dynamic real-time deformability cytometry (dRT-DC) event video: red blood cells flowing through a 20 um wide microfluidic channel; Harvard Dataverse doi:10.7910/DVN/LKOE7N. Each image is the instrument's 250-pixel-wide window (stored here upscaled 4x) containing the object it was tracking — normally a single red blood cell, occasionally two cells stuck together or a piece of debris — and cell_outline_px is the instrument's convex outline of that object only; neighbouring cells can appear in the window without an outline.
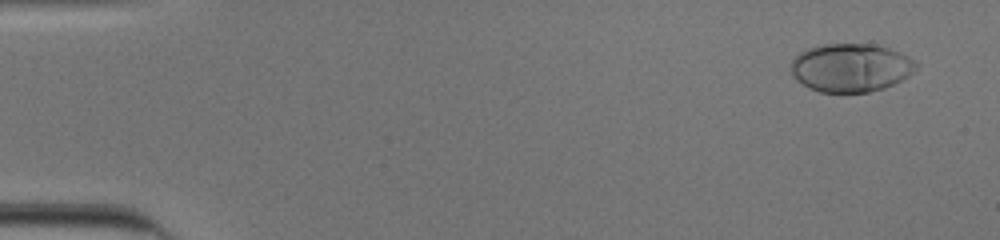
{"species": "human", "species_latin": "Homo sapiens", "temperature_condition": "cold", "stored_images_in_passage": 45, "camera_frame_rate_fps": 3000, "um_per_image_px": 0.085, "donor": {"sex": "male"}, "frame": {"image": 1, "passage_image": 3, "time_ms": 0.667, "image_size_px": [1000, 240], "cell_outline_px": [[920, 64], [908, 76], [884, 88], [868, 92], [820, 92], [808, 88], [796, 80], [792, 76], [792, 60], [800, 52], [808, 48], [824, 44], [872, 44], [888, 48], [900, 52], [916, 60]], "centroid_in_image_um": [72.32, 5.75], "position_along_channel_um": 12.7, "area_um2": 35.32}}
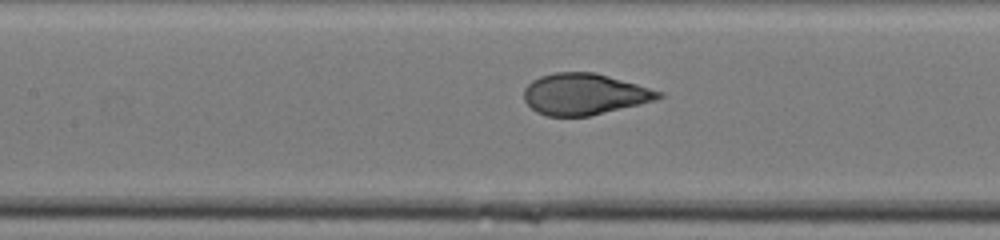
{"frame": {"image": 2, "passage_image": 25, "time_ms": 8.0, "image_size_px": [1000, 240], "cell_outline_px": [[664, 96], [656, 100], [640, 104], [588, 116], [548, 116], [536, 112], [524, 100], [524, 88], [532, 80], [540, 76], [556, 72], [592, 72], [608, 76], [664, 92]], "centroid_in_image_um": [49.66, 8.0], "position_along_channel_um": 157.7, "area_um2": 32.19}}
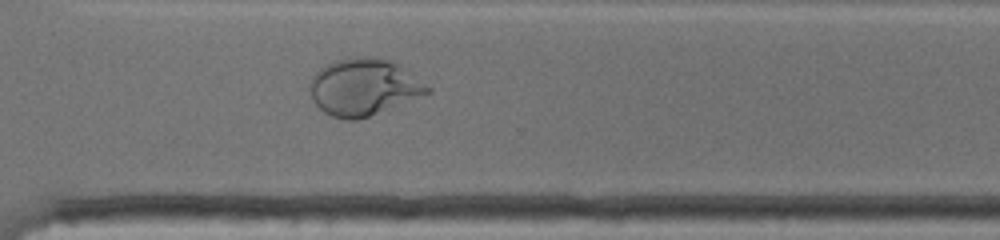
{"frame": {"image": 3, "passage_image": 39, "time_ms": 12.667, "image_size_px": [1000, 240], "cell_outline_px": [[432, 92], [368, 116], [356, 120], [344, 120], [332, 116], [324, 112], [312, 100], [308, 92], [308, 84], [312, 76], [320, 68], [336, 60], [352, 56], [372, 56], [388, 60], [404, 68], [432, 88]], "centroid_in_image_um": [30.87, 7.39], "position_along_channel_um": 339.7, "area_um2": 38.96}, "authors_computed_cell_mechanics": {"area_um2": 33.4084, "velocity_mm_per_s": 3.8998, "shape_relaxation_time_tau1_ms": 5.7376, "shape_relaxation_time_tau2_ms": null, "deformation_change_tau1": 0.264, "deformation_change_tau2": null}}